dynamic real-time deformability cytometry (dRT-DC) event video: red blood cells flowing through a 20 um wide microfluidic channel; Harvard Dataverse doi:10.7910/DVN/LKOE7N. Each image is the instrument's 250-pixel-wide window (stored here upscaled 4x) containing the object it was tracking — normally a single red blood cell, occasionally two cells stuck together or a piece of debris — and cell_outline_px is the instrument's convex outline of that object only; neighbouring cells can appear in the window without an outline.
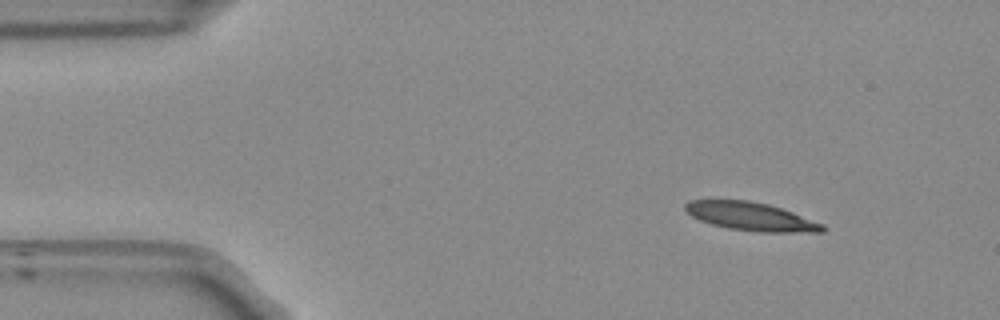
{"species": "Egyptian fruit bat (a non-hibernating species)", "species_latin": "Rousettus aegyptiacus", "temperature_condition": "room temperature", "stored_images_in_passage": 47, "camera_frame_rate_fps": 3000, "um_per_image_px": 0.085, "frame": {"image": 1, "passage_image": 1, "time_ms": 0.0, "image_size_px": [1000, 320], "cell_outline_px": [[824, 232], [760, 232], [728, 228], [712, 224], [700, 220], [692, 216], [684, 208], [684, 204], [688, 200], [748, 200], [768, 204], [792, 212], [824, 224]], "centroid_in_image_um": [63.82, 18.4], "position_along_channel_um": 21.2, "area_um2": 22.48}}
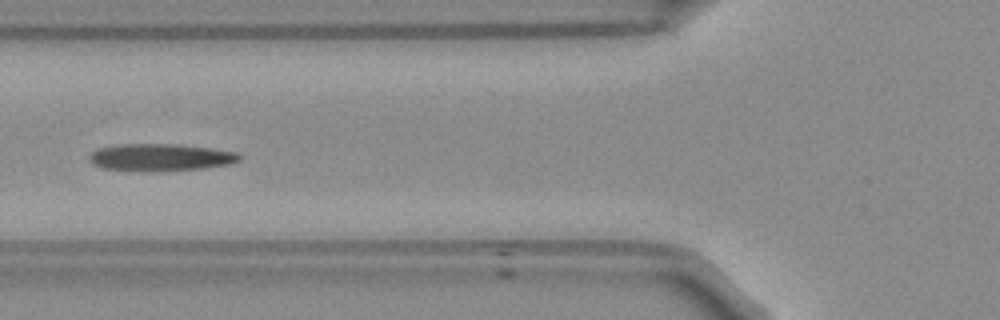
{"frame": {"image": 2, "passage_image": 14, "time_ms": 4.333, "image_size_px": [1000, 320], "cell_outline_px": [[240, 160], [228, 164], [200, 168], [152, 172], [144, 172], [100, 168], [92, 164], [88, 160], [88, 156], [96, 148], [112, 144], [180, 144], [236, 152], [240, 156]], "centroid_in_image_um": [13.51, 13.37], "position_along_channel_um": 112.3, "area_um2": 24.1}}
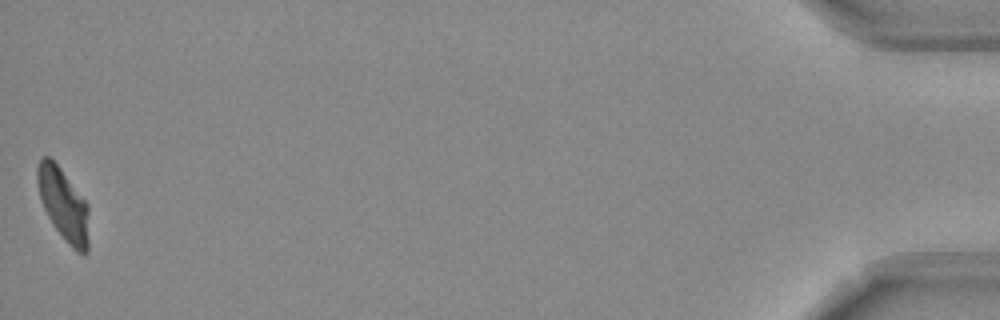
{"frame": {"image": 3, "passage_image": 47, "time_ms": 15.333, "image_size_px": [1000, 320], "cell_outline_px": [[88, 252], [84, 256], [76, 252], [72, 248], [52, 224], [40, 200], [36, 180], [36, 168], [40, 156], [48, 156], [60, 168], [88, 204]], "centroid_in_image_um": [5.38, 17.39], "position_along_channel_um": 429.8, "area_um2": 21.85}, "authors_computed_cell_mechanics": {"area_um2": 23.12, "velocity_mm_per_s": 3.8199, "shape_relaxation_time_tau1_ms": 10.3186, "shape_relaxation_time_tau2_ms": 4.3859, "deformation_change_tau1": 0.2703, "deformation_change_tau2": 0.131}}